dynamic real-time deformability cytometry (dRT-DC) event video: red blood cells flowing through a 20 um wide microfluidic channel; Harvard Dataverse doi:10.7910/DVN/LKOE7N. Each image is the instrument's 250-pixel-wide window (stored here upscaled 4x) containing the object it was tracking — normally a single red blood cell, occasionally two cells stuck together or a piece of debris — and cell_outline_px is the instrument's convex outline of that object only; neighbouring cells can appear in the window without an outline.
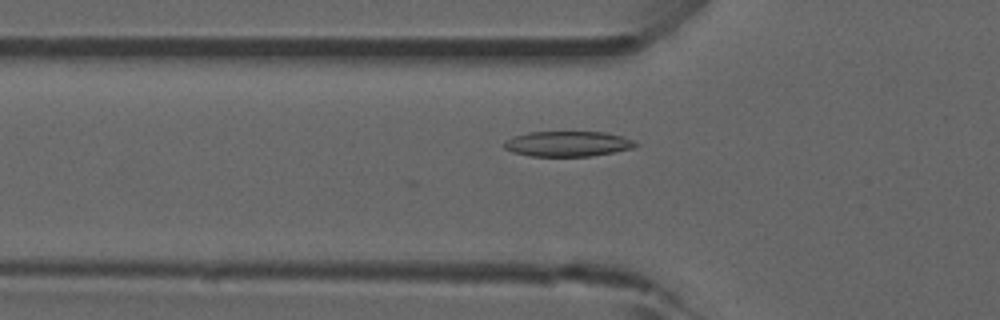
{"species": "common noctule bat (a hibernating species)", "species_latin": "Nyctalus noctula", "temperature_condition": "room temperature", "stored_images_in_passage": 18, "camera_frame_rate_fps": 3000, "um_per_image_px": 0.085, "animal": {"sex": "male", "forearm_length_mm": 52.5}, "frame": {"image": 1, "passage_image": 18, "time_ms": 5.667, "image_size_px": [1000, 320], "cell_outline_px": [[640, 144], [632, 148], [592, 156], [528, 156], [512, 152], [504, 148], [504, 140], [512, 136], [528, 132], [604, 132], [620, 136], [632, 140]], "centroid_in_image_um": [48.2, 12.22], "position_along_channel_um": 77.6, "area_um2": 19.36}}